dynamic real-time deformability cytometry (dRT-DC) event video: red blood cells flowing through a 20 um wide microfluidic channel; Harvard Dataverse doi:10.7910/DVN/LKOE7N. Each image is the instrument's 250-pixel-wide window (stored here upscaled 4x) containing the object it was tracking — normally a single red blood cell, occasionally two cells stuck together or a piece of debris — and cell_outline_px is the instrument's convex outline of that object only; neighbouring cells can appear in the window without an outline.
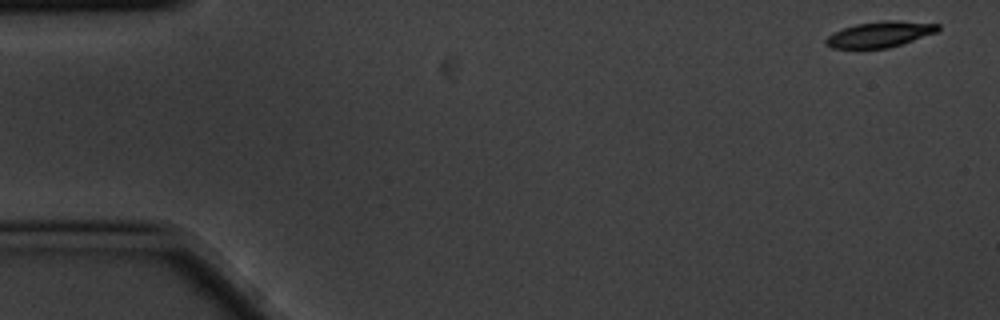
{"species": "common noctule bat (a hibernating species)", "species_latin": "Nyctalus noctula", "temperature_condition": "cold", "stored_images_in_passage": 5, "camera_frame_rate_fps": 3000, "um_per_image_px": 0.085, "animal": {"sex": "male", "body_mass_g": 20.1, "forearm_length_mm": 53.5}, "frame": {"image": 1, "passage_image": 1, "time_ms": 0.0, "image_size_px": [1000, 320], "cell_outline_px": [[940, 28], [936, 32], [888, 48], [860, 52], [832, 48], [824, 44], [824, 40], [828, 36], [844, 28], [856, 24], [884, 20], [896, 20], [940, 24]], "centroid_in_image_um": [74.7, 2.97], "position_along_channel_um": 10.3, "area_um2": 17.4}}